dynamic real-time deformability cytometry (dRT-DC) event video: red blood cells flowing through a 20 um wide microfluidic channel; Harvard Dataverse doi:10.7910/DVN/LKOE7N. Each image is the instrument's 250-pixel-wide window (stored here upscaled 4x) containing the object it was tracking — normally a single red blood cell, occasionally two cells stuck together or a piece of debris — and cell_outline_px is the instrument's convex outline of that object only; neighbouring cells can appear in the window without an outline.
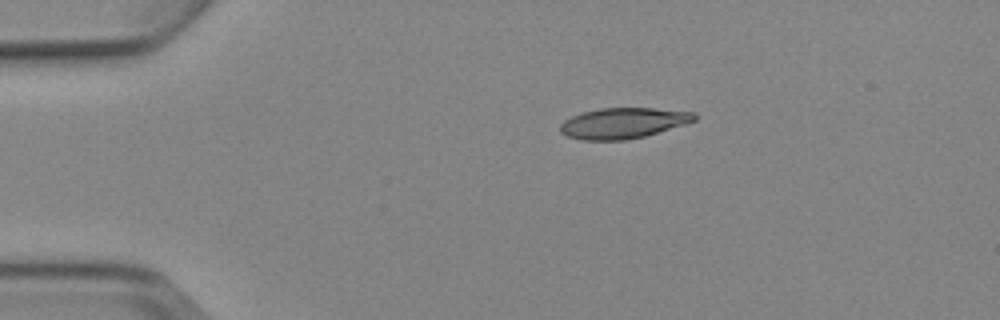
{"species": "Egyptian fruit bat (a non-hibernating species)", "species_latin": "Rousettus aegyptiacus", "temperature_condition": "cold", "stored_images_in_passage": 6, "camera_frame_rate_fps": 3000, "um_per_image_px": 0.085, "animal": {"sex": "female"}, "frame": {"image": 1, "passage_image": 1, "time_ms": 0.0, "image_size_px": [1000, 320], "cell_outline_px": [[696, 120], [684, 124], [644, 136], [624, 140], [580, 140], [568, 136], [560, 132], [560, 124], [564, 120], [572, 116], [584, 112], [600, 108], [652, 108], [696, 112]], "centroid_in_image_um": [52.95, 10.46], "position_along_channel_um": 32.0, "area_um2": 23.81}}
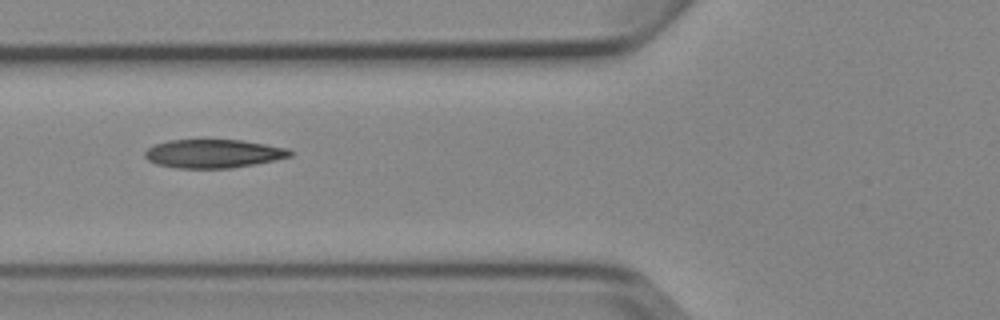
{"frame": {"image": 2, "passage_image": 4, "time_ms": 3.333, "image_size_px": [1000, 320], "cell_outline_px": [[292, 156], [252, 164], [228, 168], [176, 168], [156, 164], [148, 160], [144, 156], [144, 152], [152, 144], [168, 140], [240, 140], [288, 148], [292, 152]], "centroid_in_image_um": [18.07, 13.05], "position_along_channel_um": 107.7, "area_um2": 23.99}}
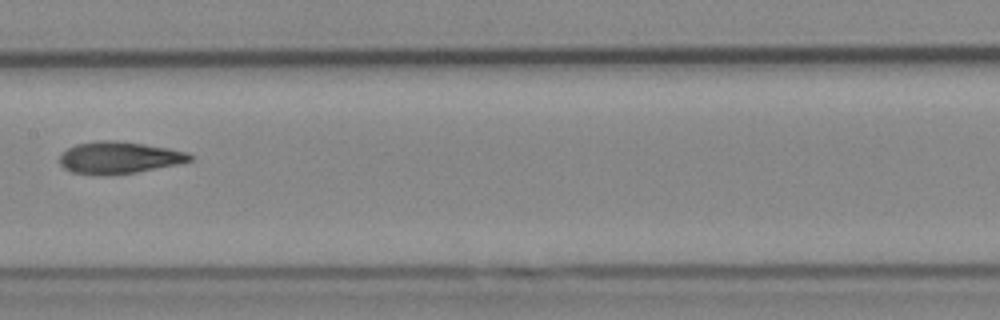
{"frame": {"image": 3, "passage_image": 6, "time_ms": 5.667, "image_size_px": [1000, 320], "cell_outline_px": [[192, 160], [176, 164], [136, 172], [108, 176], [104, 176], [72, 172], [64, 168], [60, 164], [60, 156], [68, 148], [76, 144], [96, 140], [116, 140], [144, 144], [168, 148], [188, 152], [192, 156]], "centroid_in_image_um": [10.09, 13.4], "position_along_channel_um": 197.3, "area_um2": 24.28}}